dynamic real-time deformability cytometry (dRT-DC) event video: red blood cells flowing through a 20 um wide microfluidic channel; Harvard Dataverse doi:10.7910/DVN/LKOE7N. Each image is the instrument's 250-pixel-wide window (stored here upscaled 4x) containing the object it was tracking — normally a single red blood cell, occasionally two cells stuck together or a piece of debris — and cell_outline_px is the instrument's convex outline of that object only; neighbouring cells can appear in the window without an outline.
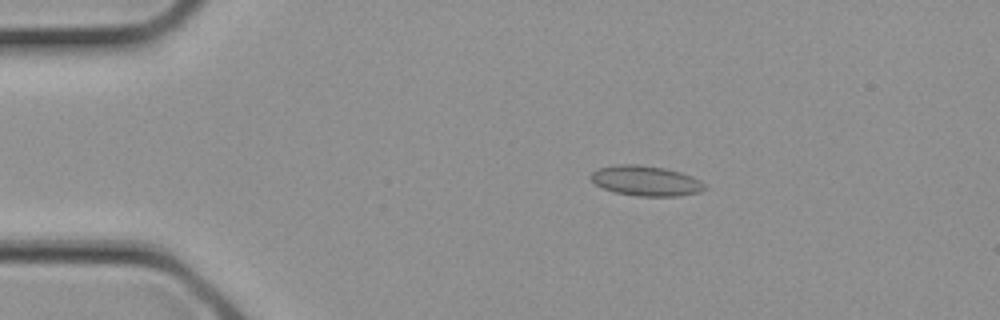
{"species": "common noctule bat (a hibernating species)", "species_latin": "Nyctalus noctula", "temperature_condition": "cold", "stored_images_in_passage": 6, "camera_frame_rate_fps": 3000, "um_per_image_px": 0.085, "animal": {"sex": "female", "body_mass_g": 21.9}, "frame": {"image": 1, "passage_image": 1, "time_ms": 0.0, "image_size_px": [1000, 320], "cell_outline_px": [[708, 188], [700, 192], [680, 196], [636, 196], [612, 192], [596, 184], [588, 176], [596, 168], [616, 164], [636, 164], [664, 168], [680, 172], [692, 176], [700, 180]], "centroid_in_image_um": [54.88, 15.37], "position_along_channel_um": 30.1, "area_um2": 20.23}}
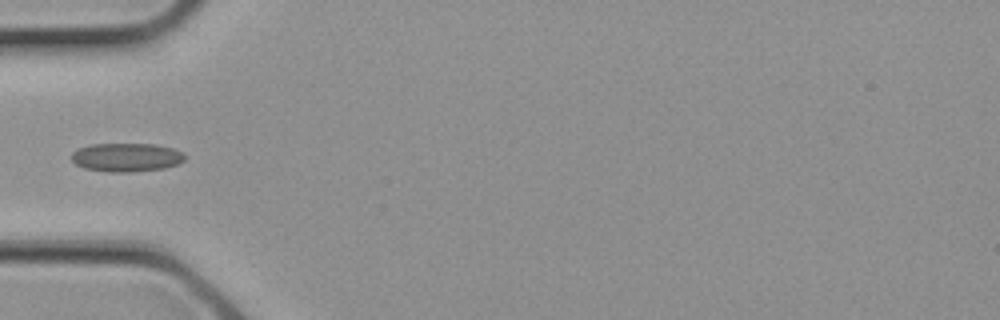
{"frame": {"image": 2, "passage_image": 5, "time_ms": 1.333, "image_size_px": [1000, 320], "cell_outline_px": [[184, 160], [176, 164], [164, 168], [128, 172], [108, 172], [84, 168], [76, 164], [72, 160], [72, 152], [80, 148], [92, 144], [156, 144], [172, 148], [184, 152]], "centroid_in_image_um": [10.75, 13.37], "position_along_channel_um": 74.3, "area_um2": 18.79}}